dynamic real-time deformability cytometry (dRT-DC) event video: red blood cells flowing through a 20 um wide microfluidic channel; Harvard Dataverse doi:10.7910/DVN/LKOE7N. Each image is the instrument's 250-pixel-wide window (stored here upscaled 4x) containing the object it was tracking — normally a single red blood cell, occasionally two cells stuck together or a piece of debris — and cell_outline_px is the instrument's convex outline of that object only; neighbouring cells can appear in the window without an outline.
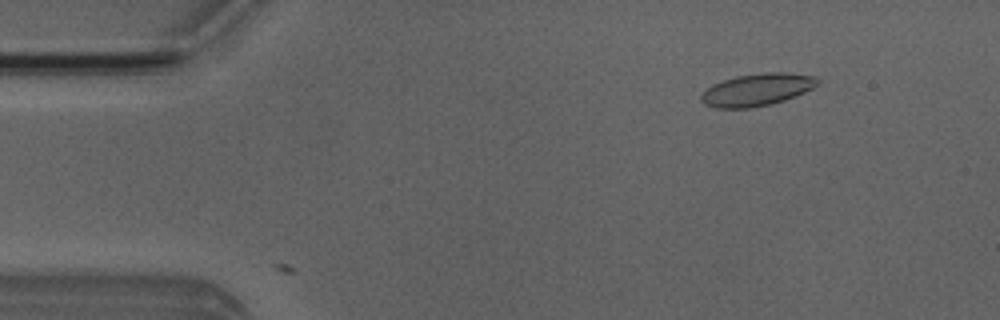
{"species": "Egyptian fruit bat (a non-hibernating species)", "species_latin": "Rousettus aegyptiacus", "temperature_condition": "room temperature", "stored_images_in_passage": 4, "camera_frame_rate_fps": 3000, "um_per_image_px": 0.085, "animal": {"sex": "male"}, "frame": {"image": 1, "passage_image": 1, "time_ms": 0.0, "image_size_px": [1000, 320], "cell_outline_px": [[820, 84], [804, 92], [784, 100], [768, 104], [748, 108], [716, 108], [704, 104], [700, 100], [700, 96], [712, 84], [736, 76], [764, 72], [784, 72], [816, 76], [820, 80]], "centroid_in_image_um": [64.36, 7.61], "position_along_channel_um": 20.6, "area_um2": 21.85}}